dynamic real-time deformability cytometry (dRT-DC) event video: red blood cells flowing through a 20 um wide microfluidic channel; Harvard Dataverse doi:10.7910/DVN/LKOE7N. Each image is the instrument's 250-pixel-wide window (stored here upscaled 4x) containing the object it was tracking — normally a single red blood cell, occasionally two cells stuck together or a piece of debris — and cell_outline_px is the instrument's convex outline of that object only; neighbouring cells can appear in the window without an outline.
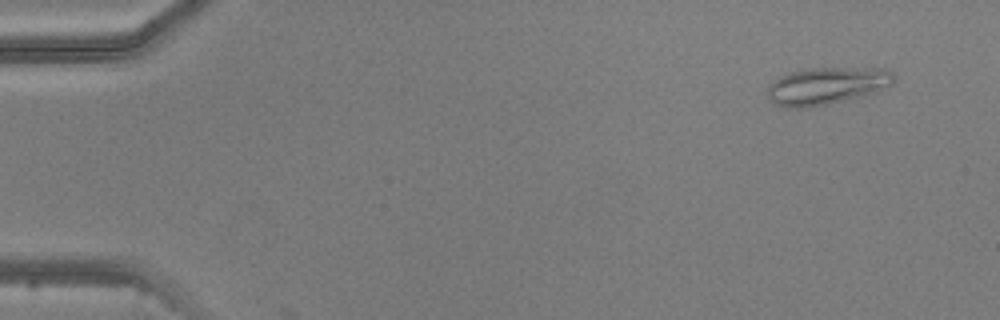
{"species": "common noctule bat (a hibernating species)", "species_latin": "Nyctalus noctula", "temperature_condition": "warm", "stored_images_in_passage": 4, "camera_frame_rate_fps": 3000, "um_per_image_px": 0.085, "animal": {"sex": "male", "body_mass_g": 20.5, "forearm_length_mm": 52.5}, "frame": {"image": 1, "passage_image": 1, "time_ms": 0.0, "image_size_px": [1000, 320], "cell_outline_px": [[896, 80], [892, 84], [876, 92], [808, 108], [784, 108], [776, 104], [768, 96], [768, 84], [780, 76], [792, 72], [812, 68], [888, 68], [892, 72]], "centroid_in_image_um": [70.28, 7.29], "position_along_channel_um": 14.7, "area_um2": 27.28}}